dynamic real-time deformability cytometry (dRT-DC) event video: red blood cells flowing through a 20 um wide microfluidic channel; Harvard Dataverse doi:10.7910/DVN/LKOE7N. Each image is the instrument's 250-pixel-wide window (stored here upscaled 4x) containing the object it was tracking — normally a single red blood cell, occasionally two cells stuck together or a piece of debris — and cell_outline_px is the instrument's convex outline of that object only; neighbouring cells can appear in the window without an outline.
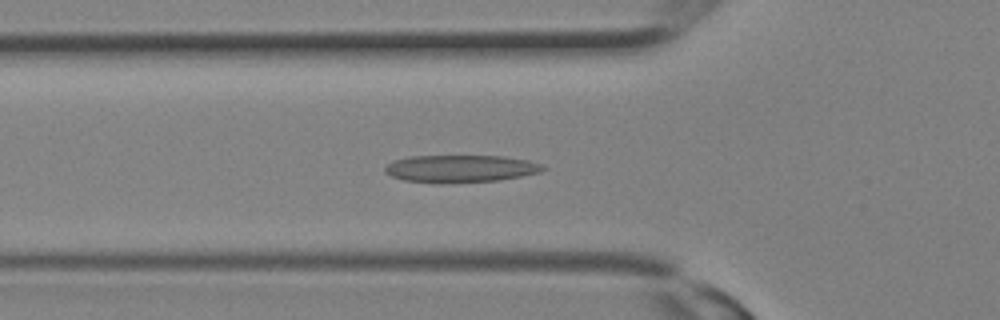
{"species": "Egyptian fruit bat (a non-hibernating species)", "species_latin": "Rousettus aegyptiacus", "temperature_condition": "room temperature", "stored_images_in_passage": 23, "camera_frame_rate_fps": 3000, "um_per_image_px": 0.085, "animal": {"sex": "female"}, "frame": {"image": 1, "passage_image": 3, "time_ms": 0.667, "image_size_px": [1000, 320], "cell_outline_px": [[548, 168], [540, 172], [520, 176], [496, 180], [440, 184], [404, 180], [392, 176], [384, 172], [384, 168], [392, 160], [408, 156], [504, 156], [528, 160], [540, 164]], "centroid_in_image_um": [39.1, 14.33], "position_along_channel_um": 86.7, "area_um2": 25.32}}
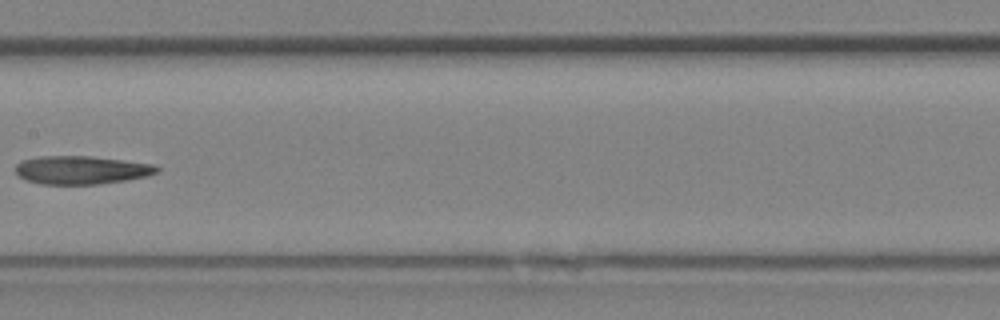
{"frame": {"image": 2, "passage_image": 8, "time_ms": 2.333, "image_size_px": [1000, 320], "cell_outline_px": [[160, 168], [156, 172], [148, 176], [100, 184], [40, 184], [28, 180], [20, 176], [16, 172], [16, 164], [20, 160], [40, 156], [92, 156], [156, 164]], "centroid_in_image_um": [6.93, 14.44], "position_along_channel_um": 200.5, "area_um2": 23.35}}
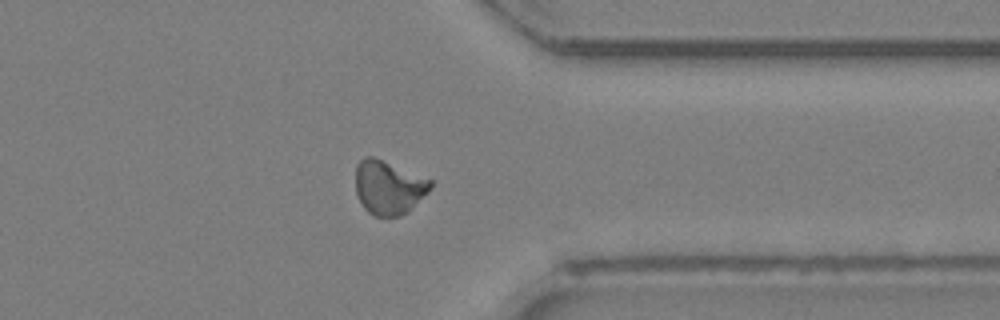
{"frame": {"image": 3, "passage_image": 16, "time_ms": 5.0, "image_size_px": [1000, 320], "cell_outline_px": [[432, 184], [428, 192], [408, 212], [400, 216], [376, 216], [368, 212], [364, 208], [356, 196], [356, 164], [364, 156], [372, 156], [432, 180]], "centroid_in_image_um": [33.01, 15.93], "position_along_channel_um": 378.4, "area_um2": 23.47}}